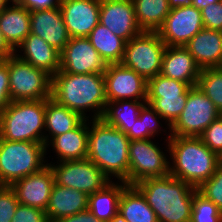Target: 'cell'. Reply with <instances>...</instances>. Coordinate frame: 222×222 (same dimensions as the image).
<instances>
[{
	"instance_id": "12",
	"label": "cell",
	"mask_w": 222,
	"mask_h": 222,
	"mask_svg": "<svg viewBox=\"0 0 222 222\" xmlns=\"http://www.w3.org/2000/svg\"><path fill=\"white\" fill-rule=\"evenodd\" d=\"M49 162L55 183L90 195L103 189L111 180L89 159ZM57 163V164H56Z\"/></svg>"
},
{
	"instance_id": "15",
	"label": "cell",
	"mask_w": 222,
	"mask_h": 222,
	"mask_svg": "<svg viewBox=\"0 0 222 222\" xmlns=\"http://www.w3.org/2000/svg\"><path fill=\"white\" fill-rule=\"evenodd\" d=\"M107 64L87 37L70 38L60 52V69L71 74H104Z\"/></svg>"
},
{
	"instance_id": "32",
	"label": "cell",
	"mask_w": 222,
	"mask_h": 222,
	"mask_svg": "<svg viewBox=\"0 0 222 222\" xmlns=\"http://www.w3.org/2000/svg\"><path fill=\"white\" fill-rule=\"evenodd\" d=\"M135 17L142 31H157L170 13L169 0H132Z\"/></svg>"
},
{
	"instance_id": "16",
	"label": "cell",
	"mask_w": 222,
	"mask_h": 222,
	"mask_svg": "<svg viewBox=\"0 0 222 222\" xmlns=\"http://www.w3.org/2000/svg\"><path fill=\"white\" fill-rule=\"evenodd\" d=\"M54 184L53 171L47 164L41 170L13 182L10 188L14 191L19 204L45 211Z\"/></svg>"
},
{
	"instance_id": "3",
	"label": "cell",
	"mask_w": 222,
	"mask_h": 222,
	"mask_svg": "<svg viewBox=\"0 0 222 222\" xmlns=\"http://www.w3.org/2000/svg\"><path fill=\"white\" fill-rule=\"evenodd\" d=\"M145 197L158 222H190L196 188L168 175L134 185Z\"/></svg>"
},
{
	"instance_id": "39",
	"label": "cell",
	"mask_w": 222,
	"mask_h": 222,
	"mask_svg": "<svg viewBox=\"0 0 222 222\" xmlns=\"http://www.w3.org/2000/svg\"><path fill=\"white\" fill-rule=\"evenodd\" d=\"M11 222H49L44 210L18 204Z\"/></svg>"
},
{
	"instance_id": "7",
	"label": "cell",
	"mask_w": 222,
	"mask_h": 222,
	"mask_svg": "<svg viewBox=\"0 0 222 222\" xmlns=\"http://www.w3.org/2000/svg\"><path fill=\"white\" fill-rule=\"evenodd\" d=\"M11 101H38L52 95V75L13 54L8 58Z\"/></svg>"
},
{
	"instance_id": "40",
	"label": "cell",
	"mask_w": 222,
	"mask_h": 222,
	"mask_svg": "<svg viewBox=\"0 0 222 222\" xmlns=\"http://www.w3.org/2000/svg\"><path fill=\"white\" fill-rule=\"evenodd\" d=\"M8 58L0 60V114L10 104Z\"/></svg>"
},
{
	"instance_id": "45",
	"label": "cell",
	"mask_w": 222,
	"mask_h": 222,
	"mask_svg": "<svg viewBox=\"0 0 222 222\" xmlns=\"http://www.w3.org/2000/svg\"><path fill=\"white\" fill-rule=\"evenodd\" d=\"M220 0H194L193 6H195L197 9L201 10L202 8L206 7L207 5H210L211 3H218Z\"/></svg>"
},
{
	"instance_id": "8",
	"label": "cell",
	"mask_w": 222,
	"mask_h": 222,
	"mask_svg": "<svg viewBox=\"0 0 222 222\" xmlns=\"http://www.w3.org/2000/svg\"><path fill=\"white\" fill-rule=\"evenodd\" d=\"M164 140L167 143L165 152L152 139L130 141L128 185L170 175V161L166 154L169 153V143L166 138Z\"/></svg>"
},
{
	"instance_id": "18",
	"label": "cell",
	"mask_w": 222,
	"mask_h": 222,
	"mask_svg": "<svg viewBox=\"0 0 222 222\" xmlns=\"http://www.w3.org/2000/svg\"><path fill=\"white\" fill-rule=\"evenodd\" d=\"M59 7L71 38L88 37L99 23L100 0H61Z\"/></svg>"
},
{
	"instance_id": "13",
	"label": "cell",
	"mask_w": 222,
	"mask_h": 222,
	"mask_svg": "<svg viewBox=\"0 0 222 222\" xmlns=\"http://www.w3.org/2000/svg\"><path fill=\"white\" fill-rule=\"evenodd\" d=\"M104 79L107 102L147 101V81L122 63L107 64Z\"/></svg>"
},
{
	"instance_id": "23",
	"label": "cell",
	"mask_w": 222,
	"mask_h": 222,
	"mask_svg": "<svg viewBox=\"0 0 222 222\" xmlns=\"http://www.w3.org/2000/svg\"><path fill=\"white\" fill-rule=\"evenodd\" d=\"M201 69L220 67L222 31L203 28L185 45Z\"/></svg>"
},
{
	"instance_id": "20",
	"label": "cell",
	"mask_w": 222,
	"mask_h": 222,
	"mask_svg": "<svg viewBox=\"0 0 222 222\" xmlns=\"http://www.w3.org/2000/svg\"><path fill=\"white\" fill-rule=\"evenodd\" d=\"M200 73L201 68L185 46L166 47L160 74L196 86Z\"/></svg>"
},
{
	"instance_id": "26",
	"label": "cell",
	"mask_w": 222,
	"mask_h": 222,
	"mask_svg": "<svg viewBox=\"0 0 222 222\" xmlns=\"http://www.w3.org/2000/svg\"><path fill=\"white\" fill-rule=\"evenodd\" d=\"M83 120L84 118L78 112L58 104L51 97L46 99L45 145L53 137L75 129Z\"/></svg>"
},
{
	"instance_id": "14",
	"label": "cell",
	"mask_w": 222,
	"mask_h": 222,
	"mask_svg": "<svg viewBox=\"0 0 222 222\" xmlns=\"http://www.w3.org/2000/svg\"><path fill=\"white\" fill-rule=\"evenodd\" d=\"M203 28L201 10L189 5L171 9L157 33L167 46H185Z\"/></svg>"
},
{
	"instance_id": "5",
	"label": "cell",
	"mask_w": 222,
	"mask_h": 222,
	"mask_svg": "<svg viewBox=\"0 0 222 222\" xmlns=\"http://www.w3.org/2000/svg\"><path fill=\"white\" fill-rule=\"evenodd\" d=\"M46 99L11 101L0 114V138L45 144Z\"/></svg>"
},
{
	"instance_id": "24",
	"label": "cell",
	"mask_w": 222,
	"mask_h": 222,
	"mask_svg": "<svg viewBox=\"0 0 222 222\" xmlns=\"http://www.w3.org/2000/svg\"><path fill=\"white\" fill-rule=\"evenodd\" d=\"M88 209V195L82 191L54 184L47 209L49 222L77 214Z\"/></svg>"
},
{
	"instance_id": "44",
	"label": "cell",
	"mask_w": 222,
	"mask_h": 222,
	"mask_svg": "<svg viewBox=\"0 0 222 222\" xmlns=\"http://www.w3.org/2000/svg\"><path fill=\"white\" fill-rule=\"evenodd\" d=\"M194 0H169V5L171 9L182 7V6H189L193 4Z\"/></svg>"
},
{
	"instance_id": "42",
	"label": "cell",
	"mask_w": 222,
	"mask_h": 222,
	"mask_svg": "<svg viewBox=\"0 0 222 222\" xmlns=\"http://www.w3.org/2000/svg\"><path fill=\"white\" fill-rule=\"evenodd\" d=\"M57 222H104L95 217L88 209L77 214L61 218Z\"/></svg>"
},
{
	"instance_id": "41",
	"label": "cell",
	"mask_w": 222,
	"mask_h": 222,
	"mask_svg": "<svg viewBox=\"0 0 222 222\" xmlns=\"http://www.w3.org/2000/svg\"><path fill=\"white\" fill-rule=\"evenodd\" d=\"M29 11L49 9L60 6L61 0H15Z\"/></svg>"
},
{
	"instance_id": "19",
	"label": "cell",
	"mask_w": 222,
	"mask_h": 222,
	"mask_svg": "<svg viewBox=\"0 0 222 222\" xmlns=\"http://www.w3.org/2000/svg\"><path fill=\"white\" fill-rule=\"evenodd\" d=\"M30 33L41 37L60 52L71 38L59 6L30 11Z\"/></svg>"
},
{
	"instance_id": "22",
	"label": "cell",
	"mask_w": 222,
	"mask_h": 222,
	"mask_svg": "<svg viewBox=\"0 0 222 222\" xmlns=\"http://www.w3.org/2000/svg\"><path fill=\"white\" fill-rule=\"evenodd\" d=\"M15 55L32 66L47 71L52 76L60 69V51L32 33L16 49Z\"/></svg>"
},
{
	"instance_id": "6",
	"label": "cell",
	"mask_w": 222,
	"mask_h": 222,
	"mask_svg": "<svg viewBox=\"0 0 222 222\" xmlns=\"http://www.w3.org/2000/svg\"><path fill=\"white\" fill-rule=\"evenodd\" d=\"M48 162L45 144L0 138V183L3 186L41 170Z\"/></svg>"
},
{
	"instance_id": "29",
	"label": "cell",
	"mask_w": 222,
	"mask_h": 222,
	"mask_svg": "<svg viewBox=\"0 0 222 222\" xmlns=\"http://www.w3.org/2000/svg\"><path fill=\"white\" fill-rule=\"evenodd\" d=\"M118 213L128 222H158L156 214L135 186L128 185L123 190Z\"/></svg>"
},
{
	"instance_id": "21",
	"label": "cell",
	"mask_w": 222,
	"mask_h": 222,
	"mask_svg": "<svg viewBox=\"0 0 222 222\" xmlns=\"http://www.w3.org/2000/svg\"><path fill=\"white\" fill-rule=\"evenodd\" d=\"M89 119H84L75 129L53 137L46 146V155L51 146L56 162L87 159Z\"/></svg>"
},
{
	"instance_id": "17",
	"label": "cell",
	"mask_w": 222,
	"mask_h": 222,
	"mask_svg": "<svg viewBox=\"0 0 222 222\" xmlns=\"http://www.w3.org/2000/svg\"><path fill=\"white\" fill-rule=\"evenodd\" d=\"M99 23L126 42L142 32L132 0H100Z\"/></svg>"
},
{
	"instance_id": "33",
	"label": "cell",
	"mask_w": 222,
	"mask_h": 222,
	"mask_svg": "<svg viewBox=\"0 0 222 222\" xmlns=\"http://www.w3.org/2000/svg\"><path fill=\"white\" fill-rule=\"evenodd\" d=\"M197 86L222 114V69L220 67L201 69Z\"/></svg>"
},
{
	"instance_id": "30",
	"label": "cell",
	"mask_w": 222,
	"mask_h": 222,
	"mask_svg": "<svg viewBox=\"0 0 222 222\" xmlns=\"http://www.w3.org/2000/svg\"><path fill=\"white\" fill-rule=\"evenodd\" d=\"M146 101L119 100L107 102L102 119L109 125L127 133L139 118Z\"/></svg>"
},
{
	"instance_id": "43",
	"label": "cell",
	"mask_w": 222,
	"mask_h": 222,
	"mask_svg": "<svg viewBox=\"0 0 222 222\" xmlns=\"http://www.w3.org/2000/svg\"><path fill=\"white\" fill-rule=\"evenodd\" d=\"M15 54V51L9 46L0 30V58L7 59Z\"/></svg>"
},
{
	"instance_id": "31",
	"label": "cell",
	"mask_w": 222,
	"mask_h": 222,
	"mask_svg": "<svg viewBox=\"0 0 222 222\" xmlns=\"http://www.w3.org/2000/svg\"><path fill=\"white\" fill-rule=\"evenodd\" d=\"M167 127L162 126V123ZM165 120L156 112V110L148 103H146L140 111L139 118L136 120L135 124L132 125V128L126 133V136L133 140H145L153 139L161 131L167 134L165 137L167 141L171 138L170 126L165 124ZM161 127H164L162 129ZM162 129V130H161ZM168 129V132H167Z\"/></svg>"
},
{
	"instance_id": "48",
	"label": "cell",
	"mask_w": 222,
	"mask_h": 222,
	"mask_svg": "<svg viewBox=\"0 0 222 222\" xmlns=\"http://www.w3.org/2000/svg\"><path fill=\"white\" fill-rule=\"evenodd\" d=\"M220 163H222V154L220 155Z\"/></svg>"
},
{
	"instance_id": "28",
	"label": "cell",
	"mask_w": 222,
	"mask_h": 222,
	"mask_svg": "<svg viewBox=\"0 0 222 222\" xmlns=\"http://www.w3.org/2000/svg\"><path fill=\"white\" fill-rule=\"evenodd\" d=\"M106 64L121 63L126 41L98 23L87 37Z\"/></svg>"
},
{
	"instance_id": "11",
	"label": "cell",
	"mask_w": 222,
	"mask_h": 222,
	"mask_svg": "<svg viewBox=\"0 0 222 222\" xmlns=\"http://www.w3.org/2000/svg\"><path fill=\"white\" fill-rule=\"evenodd\" d=\"M220 115L222 114L200 88L192 86L185 108L170 127L171 136L200 137Z\"/></svg>"
},
{
	"instance_id": "35",
	"label": "cell",
	"mask_w": 222,
	"mask_h": 222,
	"mask_svg": "<svg viewBox=\"0 0 222 222\" xmlns=\"http://www.w3.org/2000/svg\"><path fill=\"white\" fill-rule=\"evenodd\" d=\"M197 191L222 211V163L218 165L215 173Z\"/></svg>"
},
{
	"instance_id": "34",
	"label": "cell",
	"mask_w": 222,
	"mask_h": 222,
	"mask_svg": "<svg viewBox=\"0 0 222 222\" xmlns=\"http://www.w3.org/2000/svg\"><path fill=\"white\" fill-rule=\"evenodd\" d=\"M190 222H222V211L196 191L193 195Z\"/></svg>"
},
{
	"instance_id": "2",
	"label": "cell",
	"mask_w": 222,
	"mask_h": 222,
	"mask_svg": "<svg viewBox=\"0 0 222 222\" xmlns=\"http://www.w3.org/2000/svg\"><path fill=\"white\" fill-rule=\"evenodd\" d=\"M129 143L125 133L102 118L89 120L87 159L111 181L115 178L128 184Z\"/></svg>"
},
{
	"instance_id": "27",
	"label": "cell",
	"mask_w": 222,
	"mask_h": 222,
	"mask_svg": "<svg viewBox=\"0 0 222 222\" xmlns=\"http://www.w3.org/2000/svg\"><path fill=\"white\" fill-rule=\"evenodd\" d=\"M128 186L125 181H111L103 189L88 195V210L99 220L108 222L119 209V200Z\"/></svg>"
},
{
	"instance_id": "4",
	"label": "cell",
	"mask_w": 222,
	"mask_h": 222,
	"mask_svg": "<svg viewBox=\"0 0 222 222\" xmlns=\"http://www.w3.org/2000/svg\"><path fill=\"white\" fill-rule=\"evenodd\" d=\"M168 143L170 175L196 189L215 173L220 164V156L200 137L171 136Z\"/></svg>"
},
{
	"instance_id": "47",
	"label": "cell",
	"mask_w": 222,
	"mask_h": 222,
	"mask_svg": "<svg viewBox=\"0 0 222 222\" xmlns=\"http://www.w3.org/2000/svg\"><path fill=\"white\" fill-rule=\"evenodd\" d=\"M11 2L12 0H0V12Z\"/></svg>"
},
{
	"instance_id": "25",
	"label": "cell",
	"mask_w": 222,
	"mask_h": 222,
	"mask_svg": "<svg viewBox=\"0 0 222 222\" xmlns=\"http://www.w3.org/2000/svg\"><path fill=\"white\" fill-rule=\"evenodd\" d=\"M11 3L0 12V30L9 46L16 51L30 34V11L15 0Z\"/></svg>"
},
{
	"instance_id": "9",
	"label": "cell",
	"mask_w": 222,
	"mask_h": 222,
	"mask_svg": "<svg viewBox=\"0 0 222 222\" xmlns=\"http://www.w3.org/2000/svg\"><path fill=\"white\" fill-rule=\"evenodd\" d=\"M167 45L157 31H142L126 42L122 64L133 69L146 81L161 73Z\"/></svg>"
},
{
	"instance_id": "38",
	"label": "cell",
	"mask_w": 222,
	"mask_h": 222,
	"mask_svg": "<svg viewBox=\"0 0 222 222\" xmlns=\"http://www.w3.org/2000/svg\"><path fill=\"white\" fill-rule=\"evenodd\" d=\"M204 28L222 31V2L207 5L201 9Z\"/></svg>"
},
{
	"instance_id": "37",
	"label": "cell",
	"mask_w": 222,
	"mask_h": 222,
	"mask_svg": "<svg viewBox=\"0 0 222 222\" xmlns=\"http://www.w3.org/2000/svg\"><path fill=\"white\" fill-rule=\"evenodd\" d=\"M19 204L10 186L0 187V222H11Z\"/></svg>"
},
{
	"instance_id": "36",
	"label": "cell",
	"mask_w": 222,
	"mask_h": 222,
	"mask_svg": "<svg viewBox=\"0 0 222 222\" xmlns=\"http://www.w3.org/2000/svg\"><path fill=\"white\" fill-rule=\"evenodd\" d=\"M200 138L211 151L219 156L222 154V115L204 130Z\"/></svg>"
},
{
	"instance_id": "46",
	"label": "cell",
	"mask_w": 222,
	"mask_h": 222,
	"mask_svg": "<svg viewBox=\"0 0 222 222\" xmlns=\"http://www.w3.org/2000/svg\"><path fill=\"white\" fill-rule=\"evenodd\" d=\"M108 222H128L123 218V216L120 213H117L110 221Z\"/></svg>"
},
{
	"instance_id": "1",
	"label": "cell",
	"mask_w": 222,
	"mask_h": 222,
	"mask_svg": "<svg viewBox=\"0 0 222 222\" xmlns=\"http://www.w3.org/2000/svg\"><path fill=\"white\" fill-rule=\"evenodd\" d=\"M51 98L84 119H100L107 105L104 74H71L59 70L52 76Z\"/></svg>"
},
{
	"instance_id": "10",
	"label": "cell",
	"mask_w": 222,
	"mask_h": 222,
	"mask_svg": "<svg viewBox=\"0 0 222 222\" xmlns=\"http://www.w3.org/2000/svg\"><path fill=\"white\" fill-rule=\"evenodd\" d=\"M190 86L162 74L147 81V101L170 127L175 123L188 99Z\"/></svg>"
}]
</instances>
